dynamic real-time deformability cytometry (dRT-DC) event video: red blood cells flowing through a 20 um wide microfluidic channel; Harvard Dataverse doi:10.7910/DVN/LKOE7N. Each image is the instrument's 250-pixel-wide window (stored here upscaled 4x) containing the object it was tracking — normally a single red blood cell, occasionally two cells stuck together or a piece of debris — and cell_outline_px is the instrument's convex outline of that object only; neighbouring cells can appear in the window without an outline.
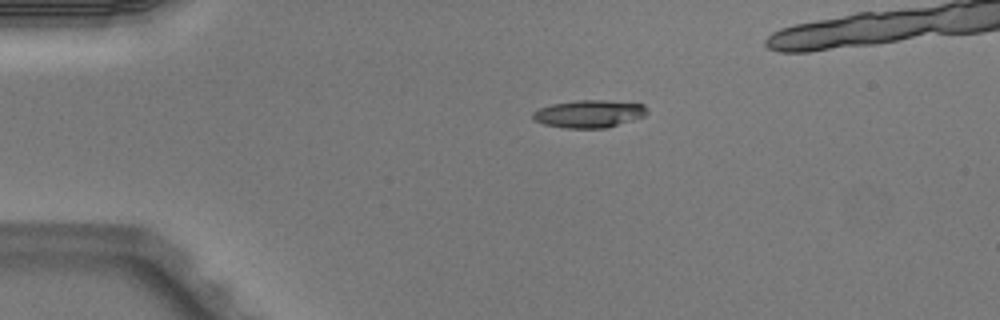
{"species": "Egyptian fruit bat (a non-hibernating species)", "species_latin": "Rousettus aegyptiacus", "temperature_condition": "warm", "stored_images_in_passage": 3, "segment_of_instrument_passage": [1, 2], "camera_frame_rate_fps": 3000, "um_per_image_px": 0.085, "animal": {"sex": "male"}, "frame": {"image": 1, "passage_image": 1, "time_ms": 0.0, "image_size_px": [1000, 320], "cell_outline_px": [[648, 112], [644, 116], [608, 128], [564, 128], [544, 124], [532, 120], [532, 112], [540, 108], [552, 104], [576, 100], [604, 100], [644, 104]], "centroid_in_image_um": [50.05, 9.68], "position_along_channel_um": 34.9, "area_um2": 18.44}}